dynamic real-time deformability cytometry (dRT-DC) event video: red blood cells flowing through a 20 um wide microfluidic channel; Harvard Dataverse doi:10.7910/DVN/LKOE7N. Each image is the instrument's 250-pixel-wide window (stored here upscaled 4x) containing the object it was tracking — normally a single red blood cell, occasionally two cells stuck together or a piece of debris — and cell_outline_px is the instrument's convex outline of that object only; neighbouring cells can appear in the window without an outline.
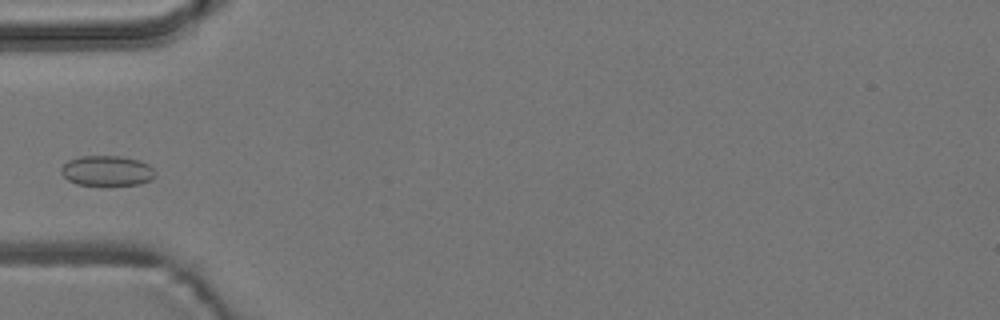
{"species": "common noctule bat (a hibernating species)", "species_latin": "Nyctalus noctula", "temperature_condition": "room temperature", "stored_images_in_passage": 3, "camera_frame_rate_fps": 3000, "um_per_image_px": 0.085, "animal": {"sex": "male", "body_mass_g": 19.2, "forearm_length_mm": 51.8}, "frame": {"image": 1, "passage_image": 3, "time_ms": 2.333, "image_size_px": [1000, 320], "cell_outline_px": [[156, 176], [152, 180], [140, 184], [76, 184], [68, 180], [60, 172], [60, 168], [68, 160], [80, 156], [120, 156], [140, 160], [148, 164], [156, 172]], "centroid_in_image_um": [9.11, 14.5], "position_along_channel_um": 75.9, "area_um2": 16.53}}